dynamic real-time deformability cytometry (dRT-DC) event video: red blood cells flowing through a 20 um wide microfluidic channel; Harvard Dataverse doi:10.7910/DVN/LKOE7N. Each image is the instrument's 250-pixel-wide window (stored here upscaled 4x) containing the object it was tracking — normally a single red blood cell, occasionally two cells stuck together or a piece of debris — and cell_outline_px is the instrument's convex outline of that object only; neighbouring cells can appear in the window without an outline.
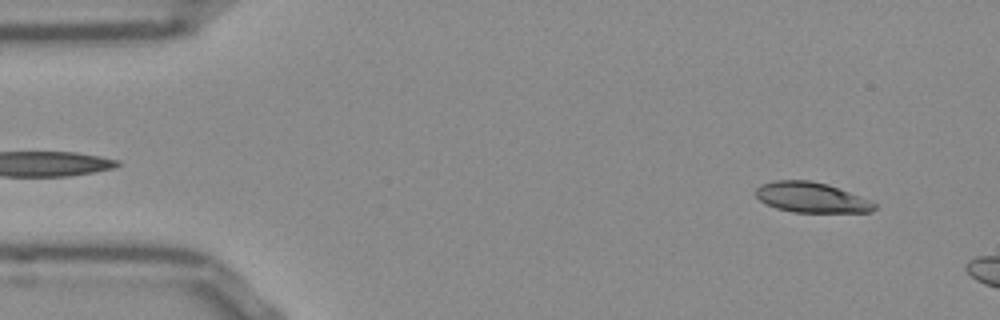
{"species": "Egyptian fruit bat (a non-hibernating species)", "species_latin": "Rousettus aegyptiacus", "temperature_condition": "room temperature", "stored_images_in_passage": 10, "camera_frame_rate_fps": 3000, "um_per_image_px": 0.085, "frame": {"image": 1, "passage_image": 5, "time_ms": 1.333, "image_size_px": [1000, 320], "cell_outline_px": [[876, 208], [872, 212], [792, 212], [776, 208], [764, 204], [756, 196], [756, 188], [760, 184], [776, 180], [812, 180], [828, 184], [872, 200], [876, 204]], "centroid_in_image_um": [68.97, 16.78], "position_along_channel_um": 16.0, "area_um2": 21.15}}